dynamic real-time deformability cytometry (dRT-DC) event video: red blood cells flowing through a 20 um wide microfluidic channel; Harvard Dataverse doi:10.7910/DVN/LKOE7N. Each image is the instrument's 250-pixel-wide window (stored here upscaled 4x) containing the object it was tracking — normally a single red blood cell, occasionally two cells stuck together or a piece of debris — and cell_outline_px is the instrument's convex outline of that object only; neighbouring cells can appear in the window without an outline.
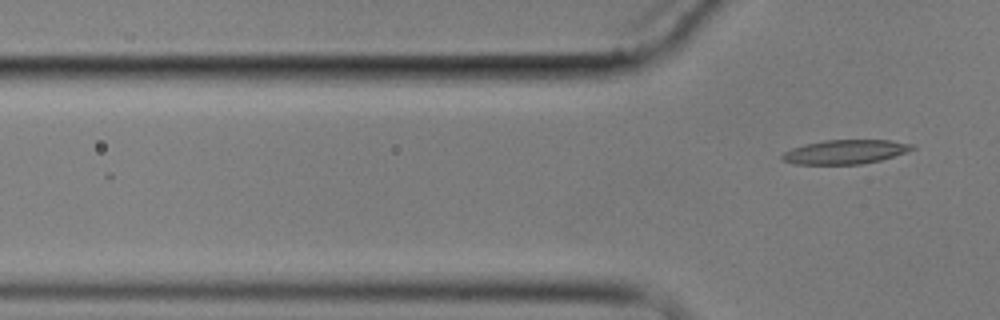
{"species": "common noctule bat (a hibernating species)", "species_latin": "Nyctalus noctula", "temperature_condition": "cold", "stored_images_in_passage": 4, "segment_of_instrument_passage": [2, 2], "camera_frame_rate_fps": 3000, "um_per_image_px": 0.085, "animal": {"sex": "male", "body_mass_g": 17.9}, "frame": {"image": 1, "passage_image": 4, "time_ms": 3.667, "image_size_px": [1000, 320], "cell_outline_px": [[916, 148], [880, 160], [860, 164], [796, 164], [780, 160], [780, 156], [784, 152], [792, 148], [804, 144], [824, 140], [888, 140], [912, 144]], "centroid_in_image_um": [71.78, 12.9], "position_along_channel_um": 54.0, "area_um2": 18.15}}